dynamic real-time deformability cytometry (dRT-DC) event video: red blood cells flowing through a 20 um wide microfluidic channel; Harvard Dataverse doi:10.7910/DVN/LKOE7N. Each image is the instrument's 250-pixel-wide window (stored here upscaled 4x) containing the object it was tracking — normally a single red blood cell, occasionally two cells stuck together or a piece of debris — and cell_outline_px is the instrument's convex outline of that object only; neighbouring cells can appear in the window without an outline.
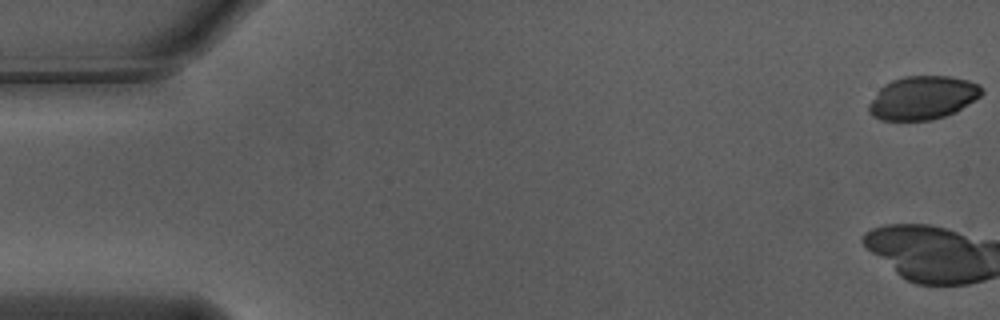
{"species": "Egyptian fruit bat (a non-hibernating species)", "species_latin": "Rousettus aegyptiacus", "temperature_condition": "warm", "stored_images_in_passage": 9, "camera_frame_rate_fps": 3000, "um_per_image_px": 0.085, "animal": {"sex": "male"}, "frame": {"image": 1, "passage_image": 1, "time_ms": 0.0, "image_size_px": [1000, 320], "cell_outline_px": [[984, 92], [980, 96], [956, 112], [932, 120], [880, 120], [872, 116], [868, 112], [868, 104], [880, 88], [884, 84], [892, 80], [904, 76], [948, 76], [968, 80], [980, 84], [984, 88]], "centroid_in_image_um": [78.44, 8.31], "position_along_channel_um": 6.6, "area_um2": 28.73}}